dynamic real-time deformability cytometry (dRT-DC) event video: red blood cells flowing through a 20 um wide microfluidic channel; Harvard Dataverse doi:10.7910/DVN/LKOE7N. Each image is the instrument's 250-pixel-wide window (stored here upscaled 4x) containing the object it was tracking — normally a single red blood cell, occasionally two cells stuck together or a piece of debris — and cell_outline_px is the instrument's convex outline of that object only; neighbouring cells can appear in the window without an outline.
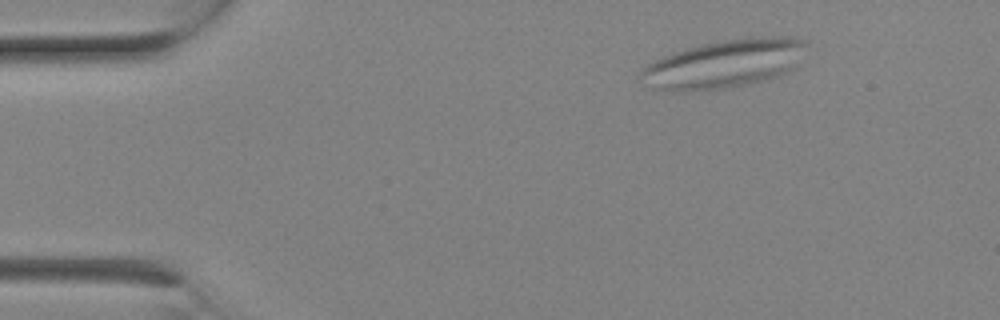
{"species": "Egyptian fruit bat (a non-hibernating species)", "species_latin": "Rousettus aegyptiacus", "temperature_condition": "room temperature", "stored_images_in_passage": 2, "camera_frame_rate_fps": 3000, "um_per_image_px": 0.085, "animal": {"sex": "female"}, "frame": {"image": 1, "passage_image": 1, "time_ms": 0.0, "image_size_px": [1000, 320], "cell_outline_px": [[808, 40], [796, 68], [780, 76], [764, 80], [724, 88], [684, 92], [652, 88], [636, 76], [648, 64], [664, 56], [688, 48], [704, 44], [724, 40], [752, 36], [788, 36]], "centroid_in_image_um": [61.6, 5.42], "position_along_channel_um": 23.4, "area_um2": 46.64}}
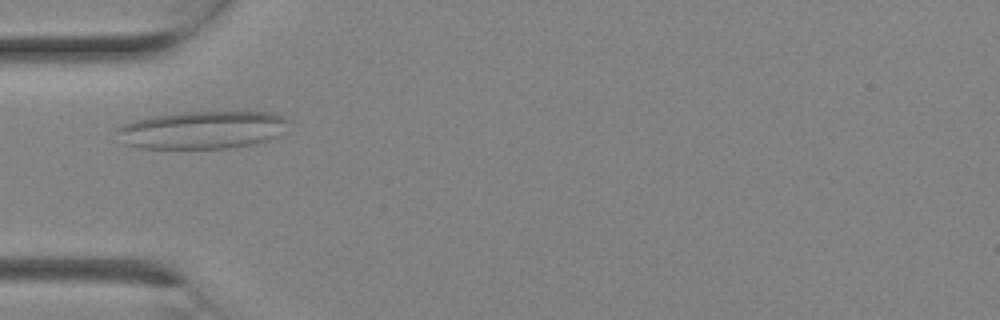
{"frame": {"image": 2, "passage_image": 2, "time_ms": 0.333, "image_size_px": [1000, 320], "cell_outline_px": [[288, 120], [276, 136], [252, 144], [228, 148], [140, 148], [124, 144], [116, 128], [120, 124], [132, 120], [156, 116], [184, 112], [272, 112]], "centroid_in_image_um": [17.1, 11.04], "position_along_channel_um": 67.9, "area_um2": 37.17}}